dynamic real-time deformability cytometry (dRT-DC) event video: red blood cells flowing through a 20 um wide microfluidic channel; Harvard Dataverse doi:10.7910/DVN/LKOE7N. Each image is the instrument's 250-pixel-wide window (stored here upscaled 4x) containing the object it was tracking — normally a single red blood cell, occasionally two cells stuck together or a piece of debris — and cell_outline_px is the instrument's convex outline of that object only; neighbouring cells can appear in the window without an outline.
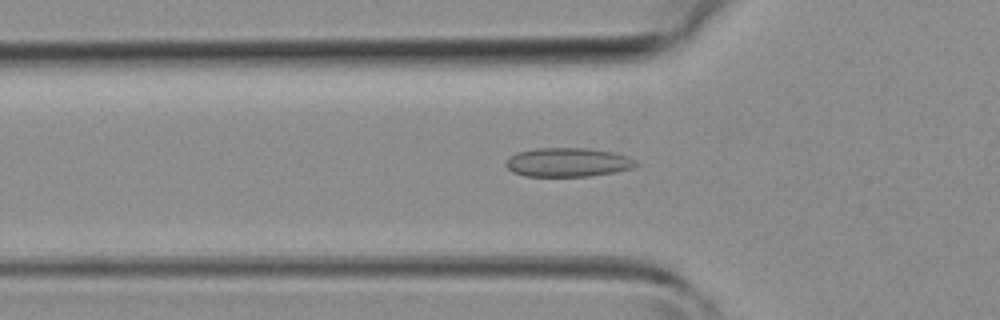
{"species": "common noctule bat (a hibernating species)", "species_latin": "Nyctalus noctula", "temperature_condition": "room temperature", "stored_images_in_passage": 44, "camera_frame_rate_fps": 3000, "um_per_image_px": 0.085, "animal": {"sex": "female", "body_mass_g": 19.3, "forearm_length_mm": 54.1}, "frame": {"image": 1, "passage_image": 14, "time_ms": 4.333, "image_size_px": [1000, 320], "cell_outline_px": [[640, 164], [632, 168], [616, 172], [588, 176], [524, 176], [512, 172], [504, 164], [508, 156], [516, 152], [536, 148], [588, 148], [612, 152], [628, 156]], "centroid_in_image_um": [48.24, 13.79], "position_along_channel_um": 77.6, "area_um2": 22.14}}
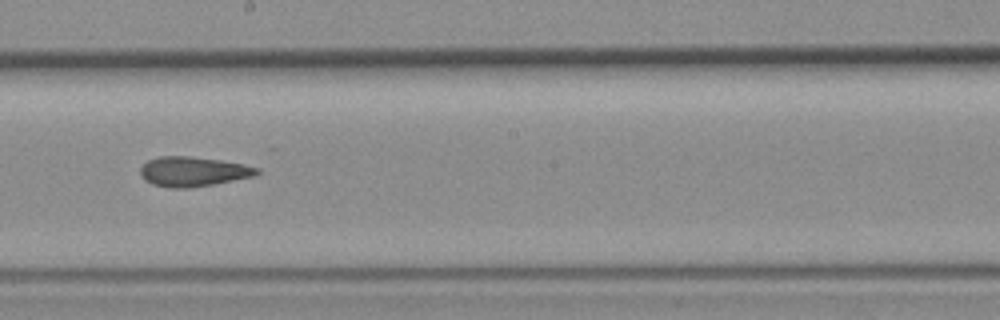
{"frame": {"image": 2, "passage_image": 24, "time_ms": 7.667, "image_size_px": [1000, 320], "cell_outline_px": [[260, 172], [256, 176], [212, 184], [188, 188], [168, 188], [152, 184], [144, 180], [140, 176], [140, 168], [148, 160], [160, 156], [188, 156], [220, 160], [244, 164], [260, 168]], "centroid_in_image_um": [16.41, 14.58], "position_along_channel_um": 231.8, "area_um2": 20.29}}
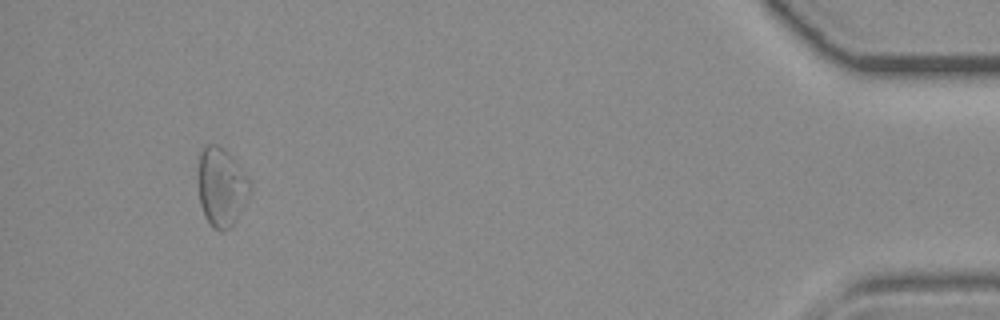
{"frame": {"image": 3, "passage_image": 41, "time_ms": 13.333, "image_size_px": [1000, 320], "cell_outline_px": [[252, 192], [236, 220], [224, 232], [220, 232], [212, 228], [204, 216], [200, 204], [200, 152], [208, 144], [216, 144], [228, 152], [252, 180]], "centroid_in_image_um": [18.89, 15.93], "position_along_channel_um": 416.3, "area_um2": 23.81}}